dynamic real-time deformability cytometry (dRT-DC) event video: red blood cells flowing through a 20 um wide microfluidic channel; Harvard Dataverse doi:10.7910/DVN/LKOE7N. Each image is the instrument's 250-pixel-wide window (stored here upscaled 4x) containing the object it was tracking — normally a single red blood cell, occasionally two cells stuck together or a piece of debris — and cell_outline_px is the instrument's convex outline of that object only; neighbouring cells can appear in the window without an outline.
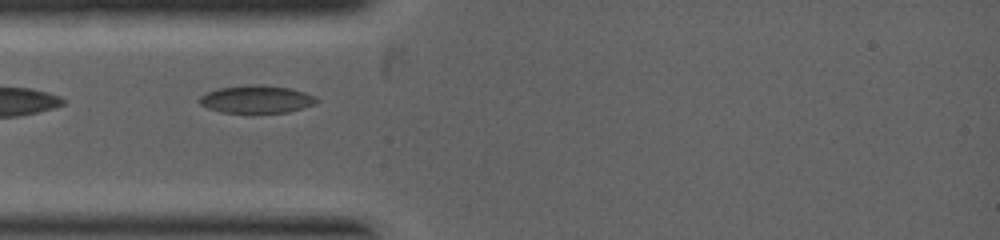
{"species": "common noctule bat (a hibernating species)", "species_latin": "Nyctalus noctula", "temperature_condition": "warm", "stored_images_in_passage": 5, "camera_frame_rate_fps": 5000, "um_per_image_px": 0.085, "animal": {"sex": "female", "body_mass_g": 19.0, "forearm_length_mm": 53.3}, "frame": {"image": 1, "passage_image": 2, "time_ms": 0.4, "image_size_px": [1000, 240], "cell_outline_px": [[320, 100], [316, 104], [288, 112], [220, 112], [208, 108], [200, 104], [196, 100], [200, 96], [216, 88], [256, 84], [264, 84], [292, 88], [316, 96]], "centroid_in_image_um": [21.82, 8.42], "position_along_channel_um": 63.2, "area_um2": 19.07}}
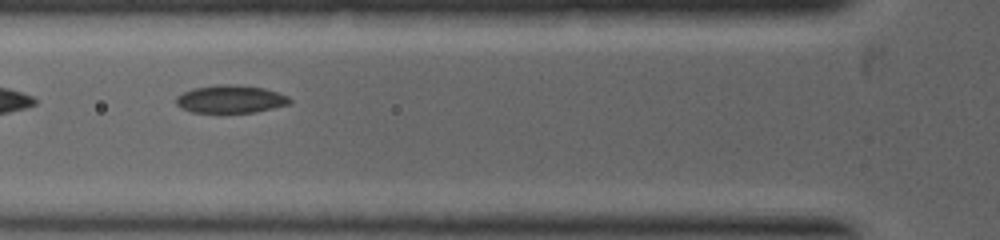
{"frame": {"image": 2, "passage_image": 4, "time_ms": 1.0, "image_size_px": [1000, 240], "cell_outline_px": [[292, 104], [252, 112], [192, 112], [180, 108], [176, 104], [176, 96], [192, 88], [220, 84], [228, 84], [264, 88], [288, 96], [292, 100]], "centroid_in_image_um": [19.59, 8.42], "position_along_channel_um": 106.2, "area_um2": 18.32}}